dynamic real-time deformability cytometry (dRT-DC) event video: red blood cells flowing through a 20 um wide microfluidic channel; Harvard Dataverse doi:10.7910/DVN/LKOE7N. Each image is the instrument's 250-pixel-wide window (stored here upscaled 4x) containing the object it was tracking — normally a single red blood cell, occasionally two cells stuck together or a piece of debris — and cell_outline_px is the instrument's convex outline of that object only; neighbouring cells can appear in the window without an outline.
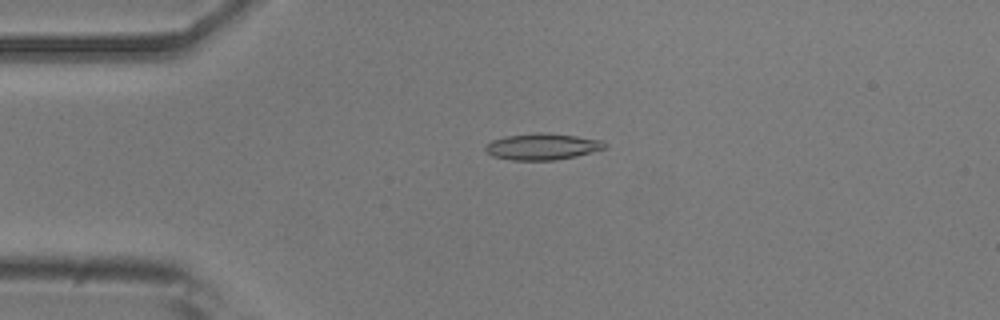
{"species": "common noctule bat (a hibernating species)", "species_latin": "Nyctalus noctula", "temperature_condition": "room temperature", "stored_images_in_passage": 54, "camera_frame_rate_fps": 3000, "um_per_image_px": 0.085, "animal": {"sex": "male", "body_mass_g": 20.5, "forearm_length_mm": 52.5}, "frame": {"image": 1, "passage_image": 12, "time_ms": 3.667, "image_size_px": [1000, 320], "cell_outline_px": [[608, 148], [576, 156], [556, 160], [512, 160], [492, 156], [484, 148], [492, 140], [504, 136], [536, 132], [576, 136], [604, 140], [608, 144]], "centroid_in_image_um": [46.14, 12.46], "position_along_channel_um": 38.9, "area_um2": 18.44}}
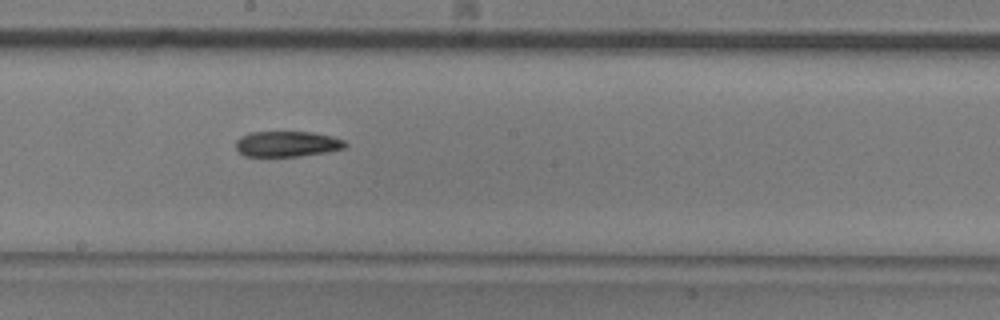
{"frame": {"image": 2, "passage_image": 29, "time_ms": 9.333, "image_size_px": [1000, 320], "cell_outline_px": [[348, 144], [344, 148], [328, 152], [300, 156], [244, 156], [236, 148], [236, 140], [240, 136], [248, 132], [312, 132], [332, 136], [344, 140]], "centroid_in_image_um": [24.41, 12.23], "position_along_channel_um": 223.8, "area_um2": 16.42}}
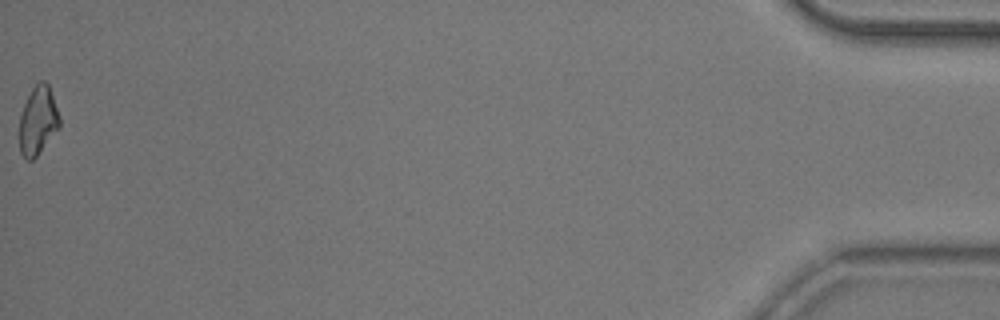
{"frame": {"image": 3, "passage_image": 54, "time_ms": 17.667, "image_size_px": [1000, 320], "cell_outline_px": [[60, 128], [36, 156], [32, 160], [28, 160], [20, 152], [20, 116], [24, 104], [32, 88], [40, 80], [44, 80], [48, 84], [60, 116]], "centroid_in_image_um": [3.24, 10.24], "position_along_channel_um": 432.0, "area_um2": 15.9}, "authors_computed_cell_mechanics": {"area_um2": 17.0221, "velocity_mm_per_s": 3.719, "shape_relaxation_time_tau1_ms": 10.588, "shape_relaxation_time_tau2_ms": 11.0685, "deformation_change_tau1": 0.2144, "deformation_change_tau2": 0.23}}